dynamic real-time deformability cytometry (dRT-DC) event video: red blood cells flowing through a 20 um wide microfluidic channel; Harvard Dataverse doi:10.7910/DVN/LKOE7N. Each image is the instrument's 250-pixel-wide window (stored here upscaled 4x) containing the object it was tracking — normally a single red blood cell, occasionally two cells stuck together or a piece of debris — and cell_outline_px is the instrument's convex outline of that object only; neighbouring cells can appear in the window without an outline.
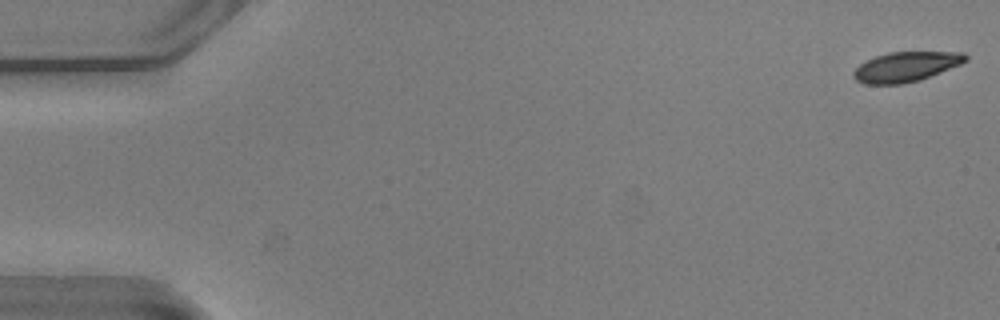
{"species": "common noctule bat (a hibernating species)", "species_latin": "Nyctalus noctula", "temperature_condition": "warm", "stored_images_in_passage": 49, "camera_frame_rate_fps": 3000, "um_per_image_px": 0.085, "animal": {"sex": "male", "body_mass_g": 20.5, "forearm_length_mm": 52.5}, "frame": {"image": 1, "passage_image": 1, "time_ms": 0.0, "image_size_px": [1000, 320], "cell_outline_px": [[968, 60], [960, 64], [920, 80], [900, 84], [864, 84], [856, 80], [852, 76], [852, 72], [860, 64], [876, 56], [888, 52], [964, 52], [968, 56]], "centroid_in_image_um": [76.99, 5.67], "position_along_channel_um": 8.0, "area_um2": 19.42}}
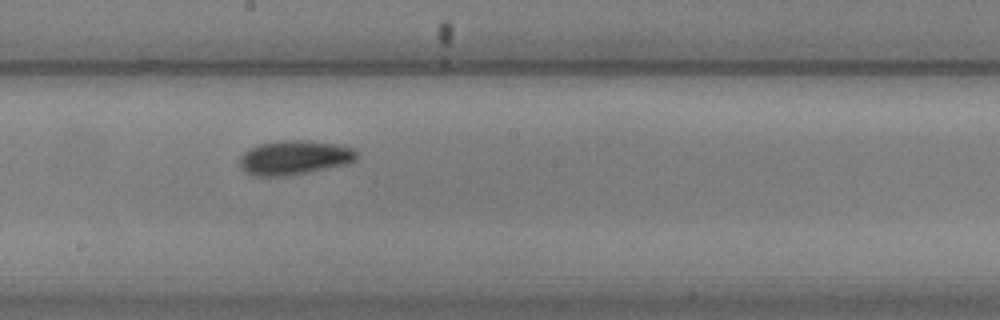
{"frame": {"image": 2, "passage_image": 30, "time_ms": 9.667, "image_size_px": [1000, 320], "cell_outline_px": [[360, 156], [356, 160], [348, 164], [308, 172], [284, 176], [252, 176], [244, 172], [240, 168], [240, 156], [248, 148], [260, 144], [280, 140], [312, 140], [344, 144], [352, 148]], "centroid_in_image_um": [25.05, 13.38], "position_along_channel_um": 223.2, "area_um2": 23.93}}
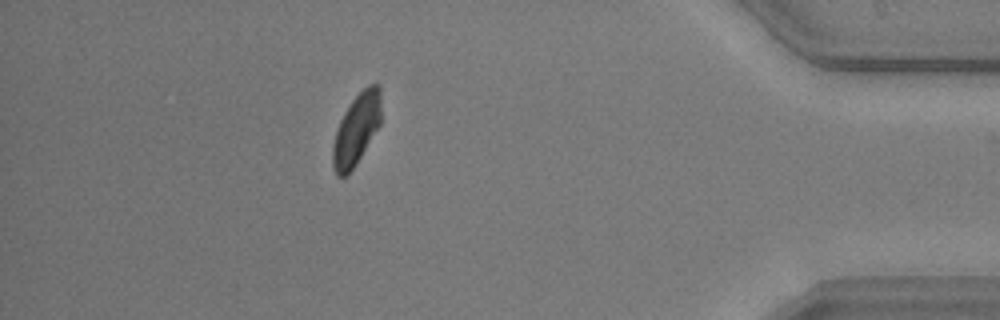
{"frame": {"image": 3, "passage_image": 48, "time_ms": 15.667, "image_size_px": [1000, 320], "cell_outline_px": [[380, 124], [356, 164], [344, 176], [336, 176], [332, 168], [332, 144], [340, 120], [344, 112], [352, 100], [368, 84], [380, 84]], "centroid_in_image_um": [30.27, 11.0], "position_along_channel_um": 404.9, "area_um2": 19.83}}